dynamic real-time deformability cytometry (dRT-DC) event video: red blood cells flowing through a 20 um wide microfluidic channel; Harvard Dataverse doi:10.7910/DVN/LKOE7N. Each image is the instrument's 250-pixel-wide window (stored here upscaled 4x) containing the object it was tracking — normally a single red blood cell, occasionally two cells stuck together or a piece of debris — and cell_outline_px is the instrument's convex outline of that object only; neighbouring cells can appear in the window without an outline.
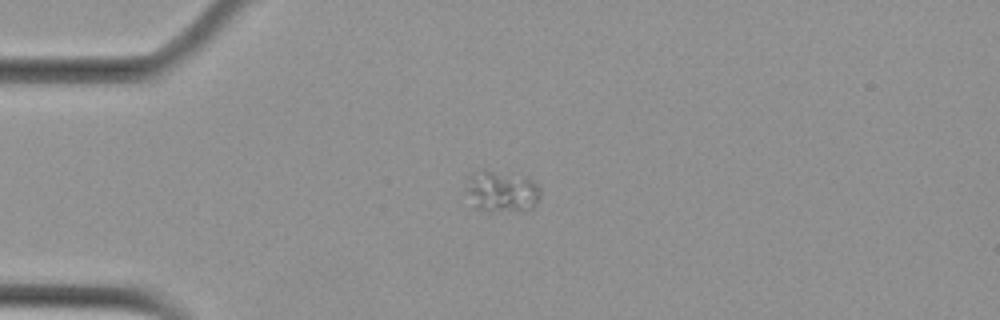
{"species": "Egyptian fruit bat (a non-hibernating species)", "species_latin": "Rousettus aegyptiacus", "temperature_condition": "cold", "stored_images_in_passage": 41, "camera_frame_rate_fps": 3000, "um_per_image_px": 0.085, "animal": {"sex": "female"}, "frame": {"image": 1, "passage_image": 1, "time_ms": 0.0, "image_size_px": [1000, 320], "cell_outline_px": [[540, 196], [536, 204], [532, 208], [520, 212], [488, 212], [476, 208], [464, 192], [468, 176], [472, 172], [484, 168], [532, 180], [540, 184]], "centroid_in_image_um": [42.61, 16.29], "position_along_channel_um": 42.4, "area_um2": 18.55}}
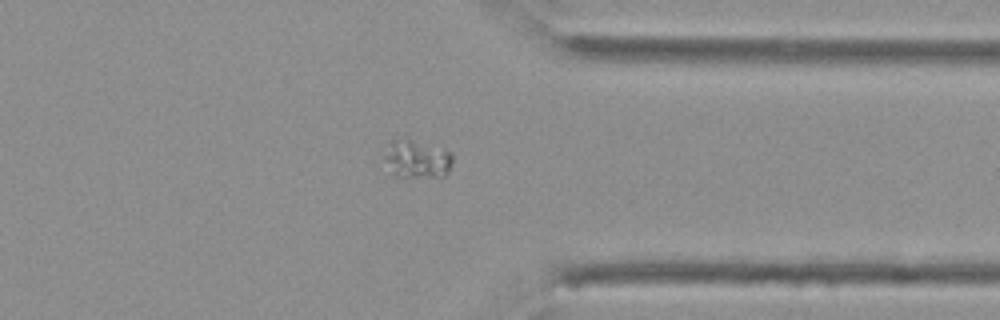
{"frame": {"image": 2, "passage_image": 30, "time_ms": 9.667, "image_size_px": [1000, 320], "cell_outline_px": [[452, 164], [448, 172], [444, 176], [392, 176], [384, 160], [384, 156], [388, 140], [412, 140], [452, 152]], "centroid_in_image_um": [35.4, 13.53], "position_along_channel_um": 376.0, "area_um2": 14.97}}
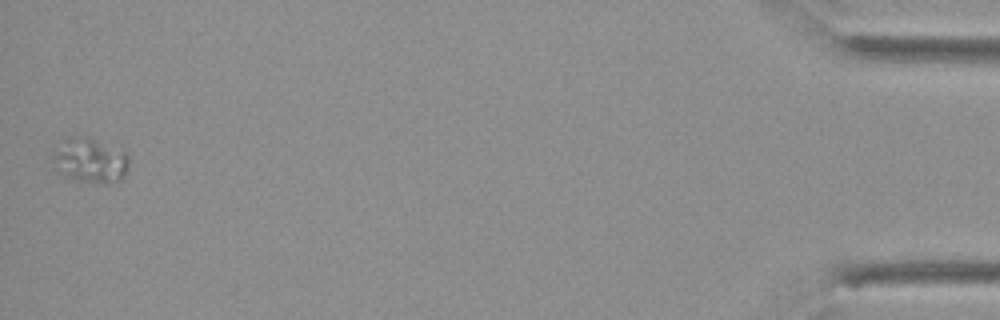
{"frame": {"image": 3, "passage_image": 41, "time_ms": 13.333, "image_size_px": [1000, 320], "cell_outline_px": [[128, 164], [124, 176], [120, 180], [108, 184], [100, 184], [76, 180], [60, 176], [56, 156], [56, 152], [64, 140], [68, 136], [84, 136], [124, 152], [128, 156]], "centroid_in_image_um": [7.71, 13.68], "position_along_channel_um": 427.5, "area_um2": 19.19}}